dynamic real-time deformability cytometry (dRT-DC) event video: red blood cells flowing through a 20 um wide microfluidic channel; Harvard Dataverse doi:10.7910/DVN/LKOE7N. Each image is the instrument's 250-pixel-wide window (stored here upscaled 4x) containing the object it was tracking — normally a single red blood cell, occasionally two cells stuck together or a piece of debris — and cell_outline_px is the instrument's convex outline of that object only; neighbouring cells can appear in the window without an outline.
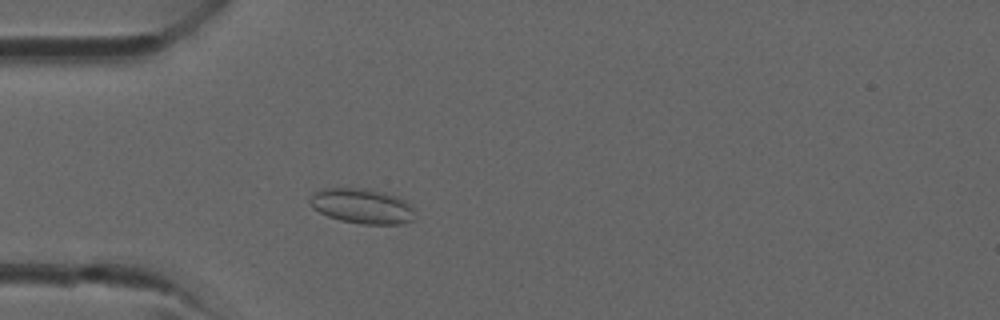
{"species": "common noctule bat (a hibernating species)", "species_latin": "Nyctalus noctula", "temperature_condition": "room temperature", "stored_images_in_passage": 35, "camera_frame_rate_fps": 3000, "um_per_image_px": 0.085, "animal": {"sex": "male", "forearm_length_mm": 52.5}, "frame": {"image": 1, "passage_image": 8, "time_ms": 2.333, "image_size_px": [1000, 320], "cell_outline_px": [[416, 220], [404, 224], [360, 224], [340, 220], [328, 216], [312, 208], [308, 200], [312, 192], [324, 188], [368, 188], [384, 192], [396, 196], [412, 204], [416, 216]], "centroid_in_image_um": [30.8, 17.52], "position_along_channel_um": 54.2, "area_um2": 21.96}}
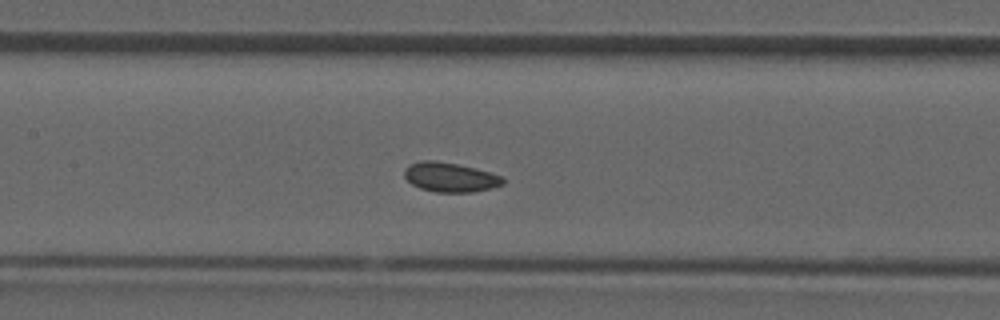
{"frame": {"image": 2, "passage_image": 15, "time_ms": 4.667, "image_size_px": [1000, 320], "cell_outline_px": [[504, 184], [492, 188], [472, 192], [436, 192], [420, 188], [412, 184], [404, 176], [404, 168], [408, 164], [420, 160], [432, 160], [456, 164], [504, 176]], "centroid_in_image_um": [38.24, 15.06], "position_along_channel_um": 169.2, "area_um2": 16.88}}
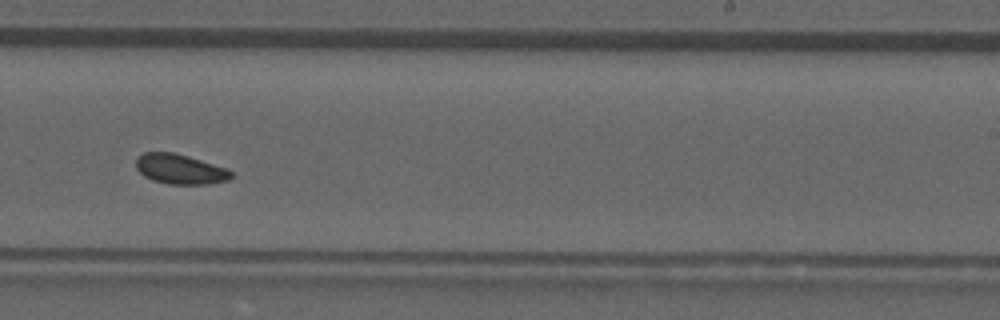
{"frame": {"image": 3, "passage_image": 21, "time_ms": 6.667, "image_size_px": [1000, 320], "cell_outline_px": [[232, 176], [228, 180], [208, 184], [168, 184], [152, 180], [144, 176], [136, 168], [136, 156], [144, 152], [172, 152], [188, 156], [228, 168], [232, 172]], "centroid_in_image_um": [15.29, 14.37], "position_along_channel_um": 273.7, "area_um2": 16.7}}